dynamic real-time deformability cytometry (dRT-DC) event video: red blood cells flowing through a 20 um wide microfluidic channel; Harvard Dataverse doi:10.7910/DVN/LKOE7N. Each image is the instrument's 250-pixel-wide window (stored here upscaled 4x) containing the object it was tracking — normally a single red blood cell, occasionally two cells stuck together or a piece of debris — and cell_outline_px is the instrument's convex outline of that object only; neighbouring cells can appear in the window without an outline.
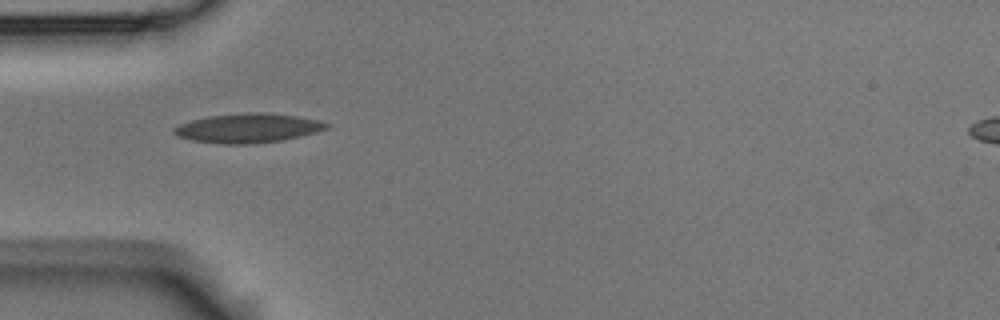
{"species": "Egyptian fruit bat (a non-hibernating species)", "species_latin": "Rousettus aegyptiacus", "temperature_condition": "room temperature", "stored_images_in_passage": 6, "camera_frame_rate_fps": 3000, "um_per_image_px": 0.085, "animal": {"sex": "male"}, "frame": {"image": 1, "passage_image": 5, "time_ms": 1.333, "image_size_px": [1000, 320], "cell_outline_px": [[332, 124], [328, 128], [316, 132], [284, 140], [252, 144], [224, 144], [192, 140], [176, 136], [172, 132], [172, 128], [180, 124], [192, 120], [208, 116], [248, 112], [268, 112], [296, 116], [316, 120]], "centroid_in_image_um": [21.07, 10.89], "position_along_channel_um": 63.9, "area_um2": 26.13}}
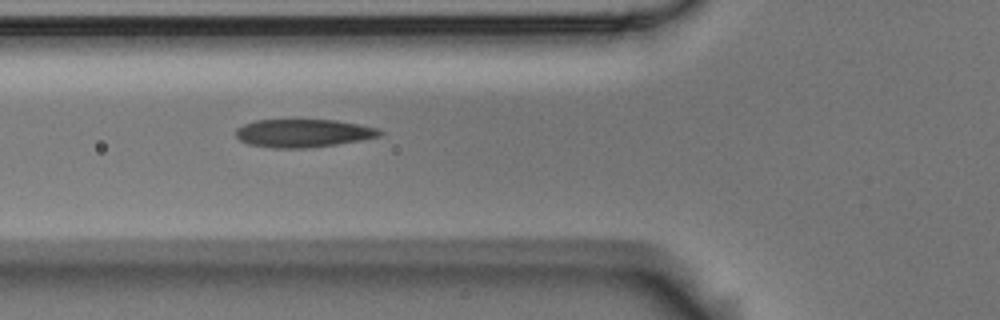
{"frame": {"image": 2, "passage_image": 6, "time_ms": 1.667, "image_size_px": [1000, 320], "cell_outline_px": [[384, 132], [380, 136], [360, 140], [312, 148], [272, 148], [248, 144], [240, 140], [236, 136], [236, 128], [244, 124], [256, 120], [336, 120], [376, 128]], "centroid_in_image_um": [25.74, 11.32], "position_along_channel_um": 100.1, "area_um2": 23.47}}